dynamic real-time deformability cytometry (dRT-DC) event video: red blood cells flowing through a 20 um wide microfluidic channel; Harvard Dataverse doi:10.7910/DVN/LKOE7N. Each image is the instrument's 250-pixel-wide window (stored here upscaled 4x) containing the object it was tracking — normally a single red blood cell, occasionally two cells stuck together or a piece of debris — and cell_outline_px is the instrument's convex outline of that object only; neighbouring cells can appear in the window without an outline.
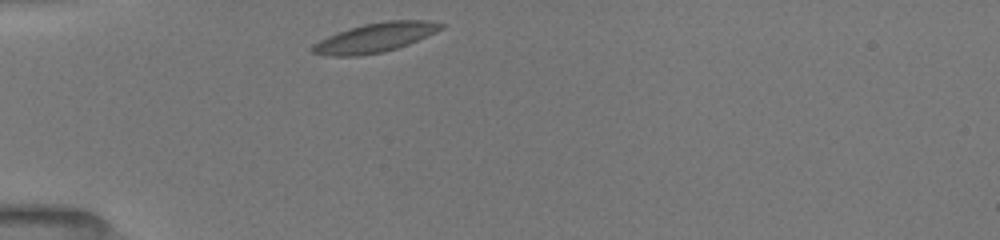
{"species": "common noctule bat (a hibernating species)", "species_latin": "Nyctalus noctula", "temperature_condition": "room temperature", "stored_images_in_passage": 31, "camera_frame_rate_fps": 3000, "um_per_image_px": 0.085, "animal": {"sex": "female", "body_mass_g": 19.5, "forearm_length_mm": 54.1}, "frame": {"image": 1, "passage_image": 1, "time_ms": 0.0, "image_size_px": [1000, 240], "cell_outline_px": [[444, 28], [436, 32], [408, 44], [384, 52], [360, 56], [332, 56], [312, 52], [312, 44], [328, 36], [348, 28], [364, 24], [388, 20], [428, 20], [444, 24]], "centroid_in_image_um": [31.9, 3.19], "position_along_channel_um": 53.1, "area_um2": 21.85}}
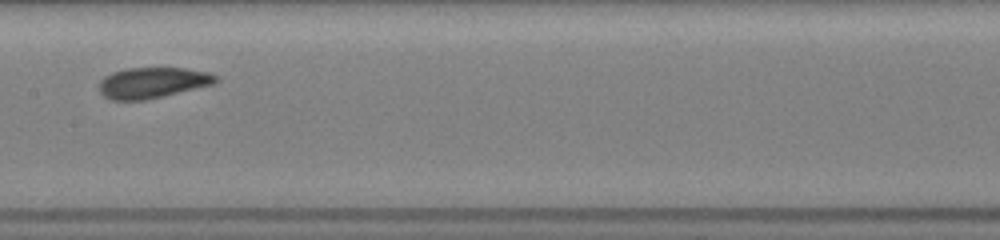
{"frame": {"image": 2, "passage_image": 13, "time_ms": 4.0, "image_size_px": [1000, 240], "cell_outline_px": [[220, 80], [216, 84], [164, 96], [144, 100], [112, 100], [104, 96], [100, 92], [100, 80], [104, 76], [112, 72], [128, 68], [184, 68], [208, 72], [216, 76]], "centroid_in_image_um": [13.0, 7.03], "position_along_channel_um": 194.4, "area_um2": 21.04}}
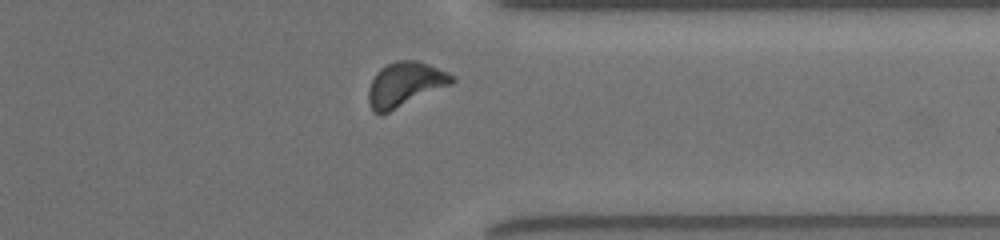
{"frame": {"image": 3, "passage_image": 27, "time_ms": 8.667, "image_size_px": [1000, 240], "cell_outline_px": [[456, 80], [452, 84], [380, 116], [372, 112], [368, 100], [368, 88], [376, 72], [380, 68], [396, 60], [416, 60], [428, 64], [448, 72], [456, 76]], "centroid_in_image_um": [34.42, 7.18], "position_along_channel_um": 377.0, "area_um2": 21.85}, "authors_computed_cell_mechanics": {"area_um2": 20.9814, "velocity_mm_per_s": 3.9488, "shape_relaxation_time_tau1_ms": 2.0923, "shape_relaxation_time_tau2_ms": 6.0238, "deformation_change_tau1": 0.0712, "deformation_change_tau2": 0.1059}}